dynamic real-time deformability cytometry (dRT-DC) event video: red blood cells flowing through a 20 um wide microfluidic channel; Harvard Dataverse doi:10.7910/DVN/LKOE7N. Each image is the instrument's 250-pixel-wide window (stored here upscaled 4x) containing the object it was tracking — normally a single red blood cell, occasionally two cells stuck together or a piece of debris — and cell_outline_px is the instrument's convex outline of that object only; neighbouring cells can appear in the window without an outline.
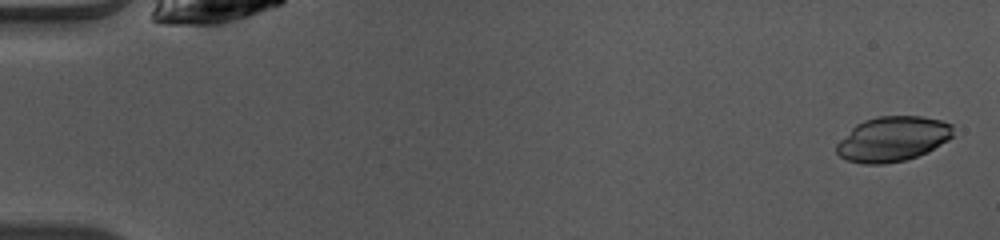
{"species": "common noctule bat (a hibernating species)", "species_latin": "Nyctalus noctula", "temperature_condition": "warm", "stored_images_in_passage": 49, "camera_frame_rate_fps": 3000, "um_per_image_px": 0.085, "animal": {"sex": "female", "body_mass_g": 10.0, "forearm_length_mm": 53.1}, "frame": {"image": 1, "passage_image": 2, "time_ms": 0.333, "image_size_px": [1000, 240], "cell_outline_px": [[952, 136], [948, 140], [928, 152], [904, 160], [884, 164], [864, 164], [848, 160], [840, 156], [836, 152], [836, 144], [856, 124], [864, 120], [876, 116], [924, 116], [940, 120], [952, 124]], "centroid_in_image_um": [75.87, 11.8], "position_along_channel_um": 9.1, "area_um2": 30.46}}